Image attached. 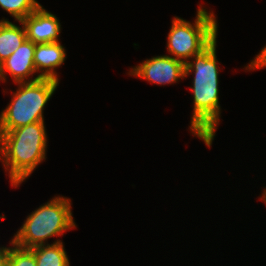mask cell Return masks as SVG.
Returning <instances> with one entry per match:
<instances>
[{
	"label": "cell",
	"instance_id": "obj_1",
	"mask_svg": "<svg viewBox=\"0 0 266 266\" xmlns=\"http://www.w3.org/2000/svg\"><path fill=\"white\" fill-rule=\"evenodd\" d=\"M216 37L205 49L185 64V78L193 75L190 90L193 96V112L189 131L210 148L220 123L219 65ZM188 76V77H187Z\"/></svg>",
	"mask_w": 266,
	"mask_h": 266
},
{
	"label": "cell",
	"instance_id": "obj_2",
	"mask_svg": "<svg viewBox=\"0 0 266 266\" xmlns=\"http://www.w3.org/2000/svg\"><path fill=\"white\" fill-rule=\"evenodd\" d=\"M47 144L44 121L0 131V162L12 187H20L46 160Z\"/></svg>",
	"mask_w": 266,
	"mask_h": 266
},
{
	"label": "cell",
	"instance_id": "obj_3",
	"mask_svg": "<svg viewBox=\"0 0 266 266\" xmlns=\"http://www.w3.org/2000/svg\"><path fill=\"white\" fill-rule=\"evenodd\" d=\"M71 205L70 198L58 195L35 208L13 235L11 243L30 249L50 244L49 238H59L65 232L77 228Z\"/></svg>",
	"mask_w": 266,
	"mask_h": 266
},
{
	"label": "cell",
	"instance_id": "obj_4",
	"mask_svg": "<svg viewBox=\"0 0 266 266\" xmlns=\"http://www.w3.org/2000/svg\"><path fill=\"white\" fill-rule=\"evenodd\" d=\"M59 81L40 78L32 82H19L12 91L11 101L0 112V131H10L38 121H45L44 108L54 95Z\"/></svg>",
	"mask_w": 266,
	"mask_h": 266
},
{
	"label": "cell",
	"instance_id": "obj_5",
	"mask_svg": "<svg viewBox=\"0 0 266 266\" xmlns=\"http://www.w3.org/2000/svg\"><path fill=\"white\" fill-rule=\"evenodd\" d=\"M199 4L194 22L174 16L167 35L170 57L186 64L218 36V21L213 11Z\"/></svg>",
	"mask_w": 266,
	"mask_h": 266
},
{
	"label": "cell",
	"instance_id": "obj_6",
	"mask_svg": "<svg viewBox=\"0 0 266 266\" xmlns=\"http://www.w3.org/2000/svg\"><path fill=\"white\" fill-rule=\"evenodd\" d=\"M156 85L178 83L185 79V64L169 55H157L131 67L127 75Z\"/></svg>",
	"mask_w": 266,
	"mask_h": 266
},
{
	"label": "cell",
	"instance_id": "obj_7",
	"mask_svg": "<svg viewBox=\"0 0 266 266\" xmlns=\"http://www.w3.org/2000/svg\"><path fill=\"white\" fill-rule=\"evenodd\" d=\"M36 44L26 39L7 59L0 63V82L7 83V74L14 83L32 82L40 79L36 75L34 51ZM35 76V77H34Z\"/></svg>",
	"mask_w": 266,
	"mask_h": 266
},
{
	"label": "cell",
	"instance_id": "obj_8",
	"mask_svg": "<svg viewBox=\"0 0 266 266\" xmlns=\"http://www.w3.org/2000/svg\"><path fill=\"white\" fill-rule=\"evenodd\" d=\"M27 39L34 44L60 42L61 23L52 12L40 5L34 12L22 20Z\"/></svg>",
	"mask_w": 266,
	"mask_h": 266
},
{
	"label": "cell",
	"instance_id": "obj_9",
	"mask_svg": "<svg viewBox=\"0 0 266 266\" xmlns=\"http://www.w3.org/2000/svg\"><path fill=\"white\" fill-rule=\"evenodd\" d=\"M66 58V49L61 42L36 44L34 65L37 75L60 81L56 69L64 64Z\"/></svg>",
	"mask_w": 266,
	"mask_h": 266
},
{
	"label": "cell",
	"instance_id": "obj_10",
	"mask_svg": "<svg viewBox=\"0 0 266 266\" xmlns=\"http://www.w3.org/2000/svg\"><path fill=\"white\" fill-rule=\"evenodd\" d=\"M17 25L3 20L0 25V63L7 59L27 39L26 29L22 21Z\"/></svg>",
	"mask_w": 266,
	"mask_h": 266
},
{
	"label": "cell",
	"instance_id": "obj_11",
	"mask_svg": "<svg viewBox=\"0 0 266 266\" xmlns=\"http://www.w3.org/2000/svg\"><path fill=\"white\" fill-rule=\"evenodd\" d=\"M30 250L35 255L37 266H70L64 242L58 238L51 244L38 245Z\"/></svg>",
	"mask_w": 266,
	"mask_h": 266
},
{
	"label": "cell",
	"instance_id": "obj_12",
	"mask_svg": "<svg viewBox=\"0 0 266 266\" xmlns=\"http://www.w3.org/2000/svg\"><path fill=\"white\" fill-rule=\"evenodd\" d=\"M40 5L37 0H0V8L13 17L14 21H22Z\"/></svg>",
	"mask_w": 266,
	"mask_h": 266
},
{
	"label": "cell",
	"instance_id": "obj_13",
	"mask_svg": "<svg viewBox=\"0 0 266 266\" xmlns=\"http://www.w3.org/2000/svg\"><path fill=\"white\" fill-rule=\"evenodd\" d=\"M9 244L5 266H37L35 255L30 249L20 248L11 241Z\"/></svg>",
	"mask_w": 266,
	"mask_h": 266
},
{
	"label": "cell",
	"instance_id": "obj_14",
	"mask_svg": "<svg viewBox=\"0 0 266 266\" xmlns=\"http://www.w3.org/2000/svg\"><path fill=\"white\" fill-rule=\"evenodd\" d=\"M7 257V246H0V266H5Z\"/></svg>",
	"mask_w": 266,
	"mask_h": 266
},
{
	"label": "cell",
	"instance_id": "obj_15",
	"mask_svg": "<svg viewBox=\"0 0 266 266\" xmlns=\"http://www.w3.org/2000/svg\"><path fill=\"white\" fill-rule=\"evenodd\" d=\"M262 195H260V197H258L260 199V201L264 202L266 205V187H264V189L262 190Z\"/></svg>",
	"mask_w": 266,
	"mask_h": 266
},
{
	"label": "cell",
	"instance_id": "obj_16",
	"mask_svg": "<svg viewBox=\"0 0 266 266\" xmlns=\"http://www.w3.org/2000/svg\"><path fill=\"white\" fill-rule=\"evenodd\" d=\"M3 20H9V19H5V17H4V18H1V19H0V25H1V22H2Z\"/></svg>",
	"mask_w": 266,
	"mask_h": 266
}]
</instances>
